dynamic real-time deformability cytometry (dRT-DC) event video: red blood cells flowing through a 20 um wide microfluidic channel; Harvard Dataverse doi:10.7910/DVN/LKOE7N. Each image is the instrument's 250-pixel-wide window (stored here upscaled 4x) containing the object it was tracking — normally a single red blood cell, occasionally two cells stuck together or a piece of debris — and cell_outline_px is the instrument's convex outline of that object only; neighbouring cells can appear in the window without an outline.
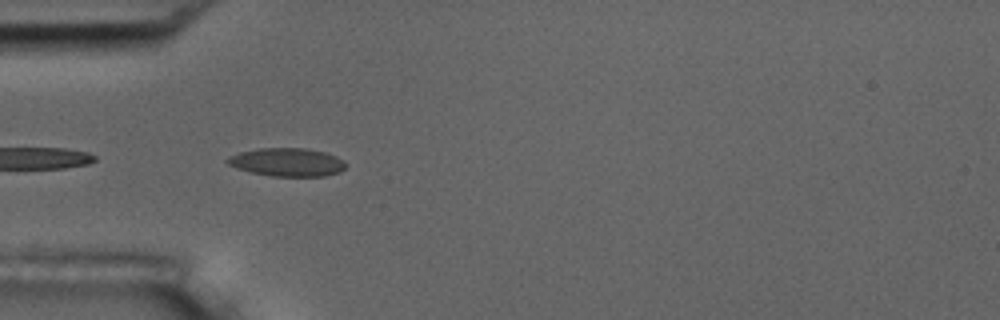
{"species": "common noctule bat (a hibernating species)", "species_latin": "Nyctalus noctula", "temperature_condition": "room temperature", "stored_images_in_passage": 4, "camera_frame_rate_fps": 3000, "um_per_image_px": 0.085, "animal": {"sex": "male", "body_mass_g": 17.5, "forearm_length_mm": 52.3}, "frame": {"image": 1, "passage_image": 2, "time_ms": 0.333, "image_size_px": [1000, 320], "cell_outline_px": [[344, 168], [340, 172], [324, 176], [272, 176], [252, 172], [236, 168], [228, 164], [224, 160], [228, 156], [240, 152], [260, 148], [304, 148], [324, 152], [336, 156], [344, 160]], "centroid_in_image_um": [24.38, 13.78], "position_along_channel_um": 60.6, "area_um2": 19.42}}